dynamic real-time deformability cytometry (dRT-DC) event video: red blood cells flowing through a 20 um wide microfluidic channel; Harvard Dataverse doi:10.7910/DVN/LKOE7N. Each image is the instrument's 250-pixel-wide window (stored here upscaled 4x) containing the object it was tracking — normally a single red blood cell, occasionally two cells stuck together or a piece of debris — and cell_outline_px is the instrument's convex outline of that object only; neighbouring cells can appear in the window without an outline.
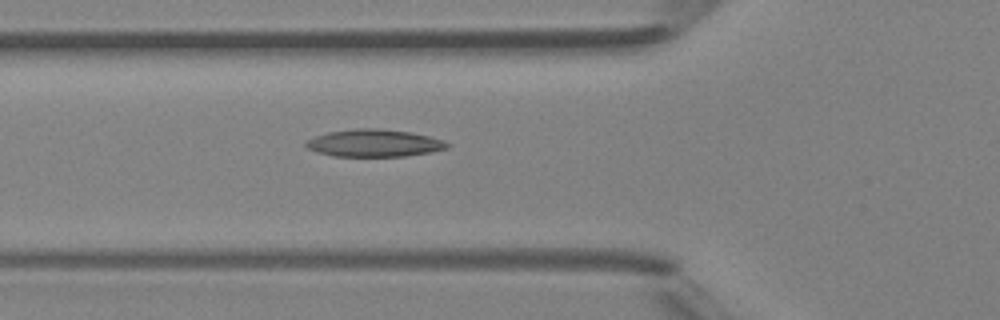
{"species": "Egyptian fruit bat (a non-hibernating species)", "species_latin": "Rousettus aegyptiacus", "temperature_condition": "room temperature", "stored_images_in_passage": 3, "camera_frame_rate_fps": 3000, "um_per_image_px": 0.085, "animal": {"sex": "female"}, "frame": {"image": 1, "passage_image": 3, "time_ms": 2.0, "image_size_px": [1000, 320], "cell_outline_px": [[452, 144], [448, 148], [432, 152], [404, 156], [332, 156], [316, 152], [308, 148], [304, 144], [308, 140], [316, 136], [328, 132], [356, 128], [376, 128], [408, 132], [428, 136], [444, 140]], "centroid_in_image_um": [31.82, 12.17], "position_along_channel_um": 94.0, "area_um2": 22.48}}